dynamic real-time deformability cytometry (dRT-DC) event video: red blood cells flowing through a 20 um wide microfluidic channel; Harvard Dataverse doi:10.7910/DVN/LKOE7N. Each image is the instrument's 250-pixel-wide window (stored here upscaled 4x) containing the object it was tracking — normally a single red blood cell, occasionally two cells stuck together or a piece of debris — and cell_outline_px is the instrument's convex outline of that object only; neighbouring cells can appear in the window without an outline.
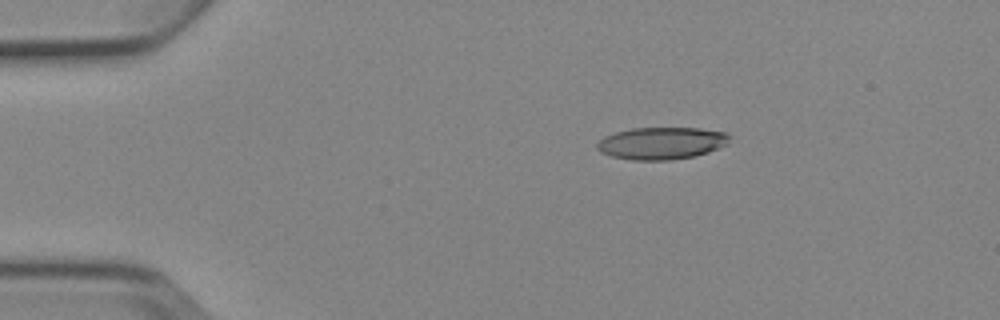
{"species": "Egyptian fruit bat (a non-hibernating species)", "species_latin": "Rousettus aegyptiacus", "temperature_condition": "cold", "stored_images_in_passage": 9, "camera_frame_rate_fps": 3000, "um_per_image_px": 0.085, "animal": {"sex": "female"}, "frame": {"image": 1, "passage_image": 3, "time_ms": 3.0, "image_size_px": [1000, 320], "cell_outline_px": [[732, 136], [728, 144], [708, 152], [696, 156], [672, 160], [632, 160], [612, 156], [600, 152], [596, 148], [596, 144], [604, 136], [616, 132], [632, 128], [700, 128], [728, 132]], "centroid_in_image_um": [56.27, 12.17], "position_along_channel_um": 28.7, "area_um2": 25.14}}
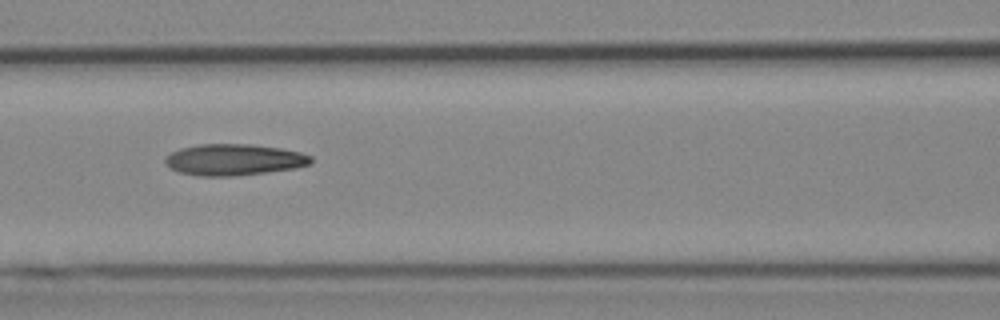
{"frame": {"image": 2, "passage_image": 7, "time_ms": 7.667, "image_size_px": [1000, 320], "cell_outline_px": [[312, 164], [296, 168], [236, 176], [200, 176], [180, 172], [164, 164], [164, 156], [180, 148], [200, 144], [252, 144], [280, 148], [300, 152], [312, 156]], "centroid_in_image_um": [19.89, 13.57], "position_along_channel_um": 146.7, "area_um2": 26.76}}
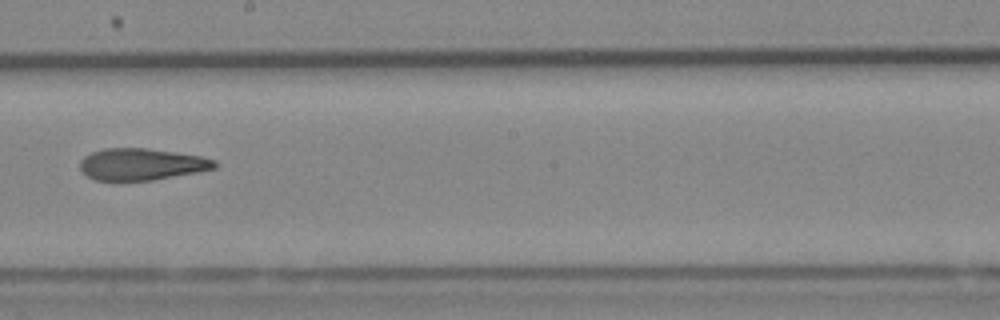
{"frame": {"image": 3, "passage_image": 9, "time_ms": 10.0, "image_size_px": [1000, 320], "cell_outline_px": [[220, 164], [216, 168], [196, 172], [152, 180], [96, 180], [88, 176], [80, 168], [80, 160], [84, 156], [92, 152], [104, 148], [148, 148], [200, 156], [216, 160]], "centroid_in_image_um": [12.05, 13.95], "position_along_channel_um": 236.2, "area_um2": 24.8}}